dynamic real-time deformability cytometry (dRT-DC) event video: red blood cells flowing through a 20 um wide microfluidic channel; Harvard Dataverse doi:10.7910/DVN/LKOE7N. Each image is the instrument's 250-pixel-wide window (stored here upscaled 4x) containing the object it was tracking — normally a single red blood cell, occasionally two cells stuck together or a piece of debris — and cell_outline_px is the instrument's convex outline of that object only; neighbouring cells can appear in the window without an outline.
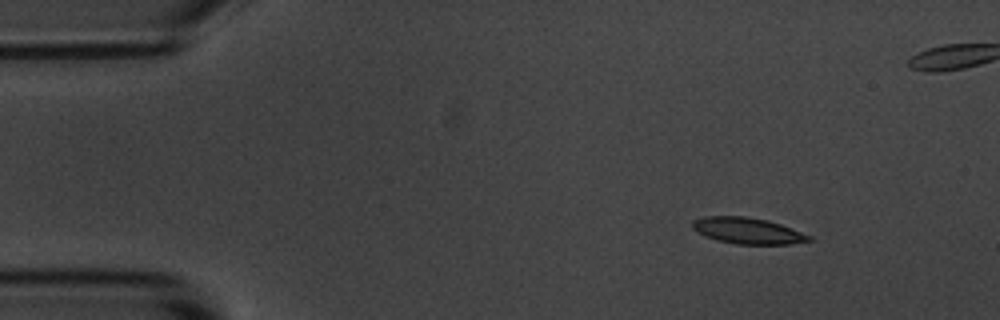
{"species": "common noctule bat (a hibernating species)", "species_latin": "Nyctalus noctula", "temperature_condition": "room temperature", "stored_images_in_passage": 4, "camera_frame_rate_fps": 3000, "um_per_image_px": 0.085, "animal": {"sex": "male", "body_mass_g": 20.1, "forearm_length_mm": 53.5}, "frame": {"image": 1, "passage_image": 1, "time_ms": 0.0, "image_size_px": [1000, 320], "cell_outline_px": [[812, 240], [788, 244], [736, 244], [716, 240], [704, 236], [696, 232], [692, 228], [692, 220], [704, 216], [744, 216], [768, 220], [780, 224], [812, 236]], "centroid_in_image_um": [63.5, 19.61], "position_along_channel_um": 21.5, "area_um2": 17.86}}